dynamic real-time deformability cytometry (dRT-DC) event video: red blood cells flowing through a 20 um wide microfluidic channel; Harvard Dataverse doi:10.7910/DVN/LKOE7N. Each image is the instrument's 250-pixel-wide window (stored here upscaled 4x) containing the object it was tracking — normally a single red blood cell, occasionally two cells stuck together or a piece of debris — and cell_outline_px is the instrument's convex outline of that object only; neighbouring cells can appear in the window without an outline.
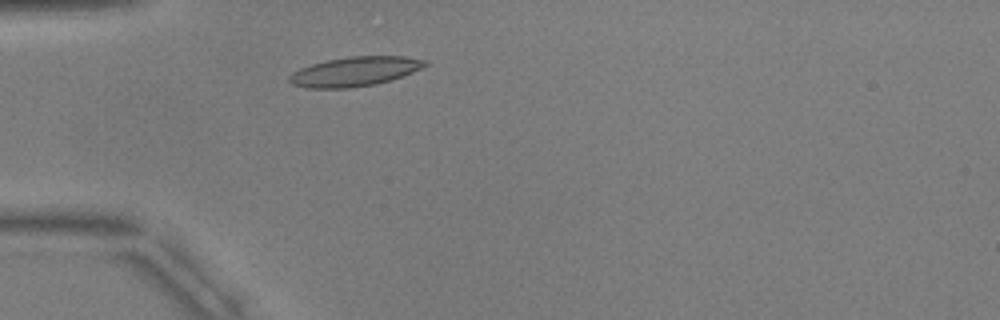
{"species": "common noctule bat (a hibernating species)", "species_latin": "Nyctalus noctula", "temperature_condition": "warm", "stored_images_in_passage": 24, "camera_frame_rate_fps": 3000, "um_per_image_px": 0.085, "animal": {"sex": "male", "body_mass_g": 17.9, "forearm_length_mm": 54.2}, "frame": {"image": 1, "passage_image": 7, "time_ms": 2.0, "image_size_px": [1000, 320], "cell_outline_px": [[428, 64], [412, 72], [376, 84], [352, 88], [308, 88], [292, 84], [288, 80], [288, 76], [292, 72], [300, 68], [312, 64], [328, 60], [352, 56], [404, 56], [428, 60]], "centroid_in_image_um": [30.13, 6.08], "position_along_channel_um": 54.9, "area_um2": 23.12}}
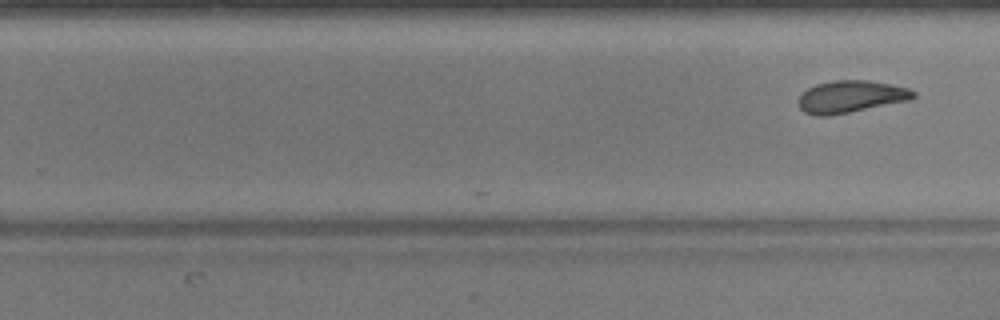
{"frame": {"image": 2, "passage_image": 24, "time_ms": 7.667, "image_size_px": [1000, 320], "cell_outline_px": [[916, 96], [908, 100], [828, 116], [816, 116], [804, 112], [800, 108], [800, 96], [808, 88], [816, 84], [836, 80], [868, 80], [892, 84], [908, 88], [916, 92]], "centroid_in_image_um": [72.32, 8.2], "position_along_channel_um": 257.5, "area_um2": 21.21}}